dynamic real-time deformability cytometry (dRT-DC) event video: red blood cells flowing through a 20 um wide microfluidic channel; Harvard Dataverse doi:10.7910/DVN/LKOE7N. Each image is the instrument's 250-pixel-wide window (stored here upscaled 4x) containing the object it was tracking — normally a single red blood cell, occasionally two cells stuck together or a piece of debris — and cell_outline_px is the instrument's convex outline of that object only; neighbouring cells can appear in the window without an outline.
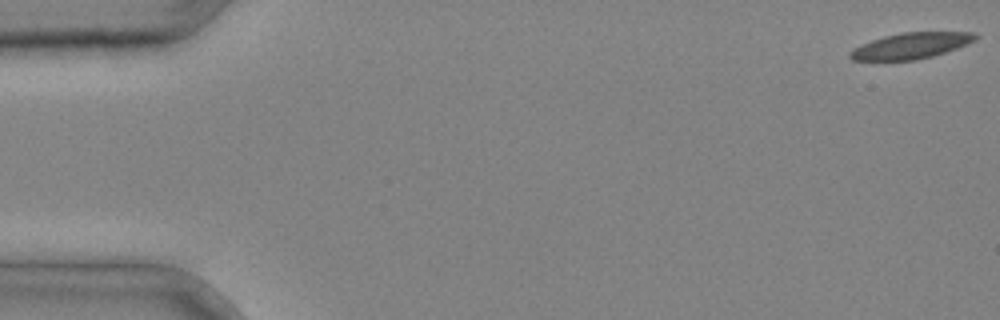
{"species": "common noctule bat (a hibernating species)", "species_latin": "Nyctalus noctula", "temperature_condition": "cold", "stored_images_in_passage": 3, "camera_frame_rate_fps": 3000, "um_per_image_px": 0.085, "animal": {"sex": "male", "body_mass_g": 20.4}, "frame": {"image": 1, "passage_image": 1, "time_ms": 0.0, "image_size_px": [1000, 320], "cell_outline_px": [[980, 36], [976, 40], [968, 44], [932, 56], [916, 60], [852, 60], [848, 56], [848, 52], [860, 44], [884, 36], [900, 32], [972, 32]], "centroid_in_image_um": [77.42, 3.88], "position_along_channel_um": 7.6, "area_um2": 19.02}}